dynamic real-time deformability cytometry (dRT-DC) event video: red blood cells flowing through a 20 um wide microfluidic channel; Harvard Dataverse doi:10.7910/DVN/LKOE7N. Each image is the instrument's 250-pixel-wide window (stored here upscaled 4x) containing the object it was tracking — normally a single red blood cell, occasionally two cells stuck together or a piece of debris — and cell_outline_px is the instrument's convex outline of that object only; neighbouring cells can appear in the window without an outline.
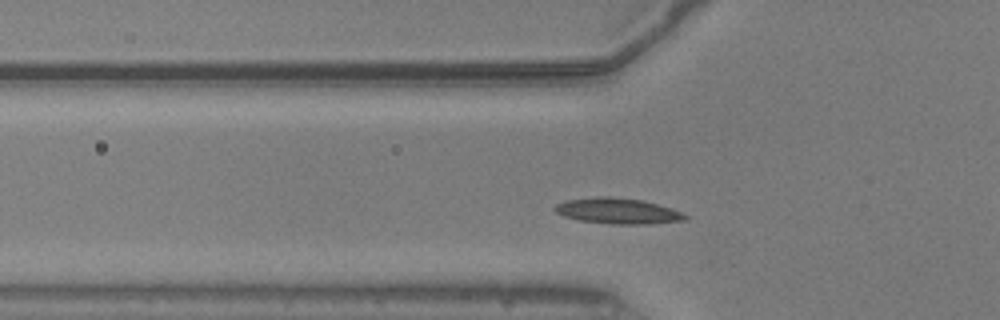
{"species": "common noctule bat (a hibernating species)", "species_latin": "Nyctalus noctula", "temperature_condition": "warm", "stored_images_in_passage": 45, "camera_frame_rate_fps": 3000, "um_per_image_px": 0.085, "animal": {"sex": "male", "body_mass_g": 20.5, "forearm_length_mm": 52.5}, "frame": {"image": 1, "passage_image": 9, "time_ms": 2.667, "image_size_px": [1000, 320], "cell_outline_px": [[688, 220], [648, 224], [612, 224], [580, 220], [564, 216], [556, 212], [552, 208], [556, 204], [568, 200], [596, 196], [612, 196], [644, 200], [672, 208], [688, 216]], "centroid_in_image_um": [52.53, 17.92], "position_along_channel_um": 73.3, "area_um2": 19.65}}
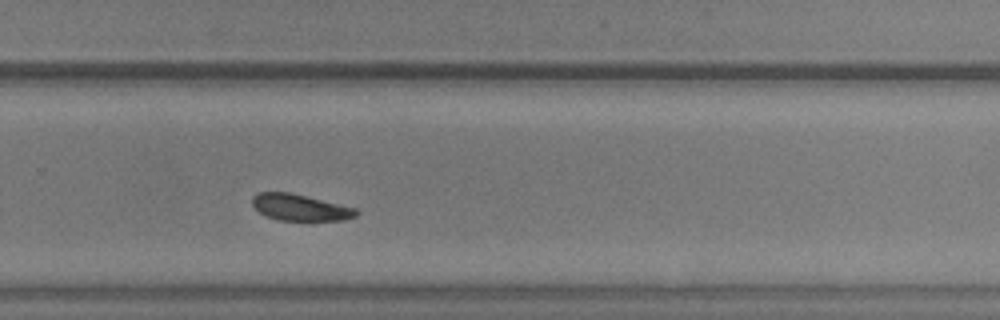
{"frame": {"image": 2, "passage_image": 27, "time_ms": 8.667, "image_size_px": [1000, 320], "cell_outline_px": [[360, 212], [356, 216], [344, 220], [280, 220], [268, 216], [260, 212], [252, 204], [252, 196], [256, 192], [288, 192], [356, 208]], "centroid_in_image_um": [25.51, 17.63], "position_along_channel_um": 304.3, "area_um2": 15.78}}
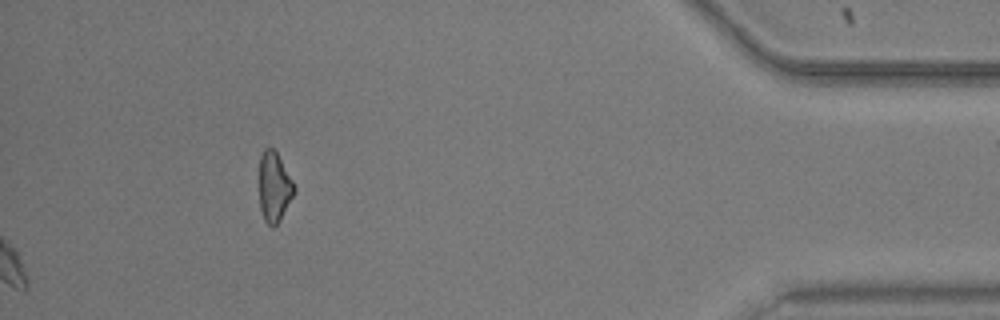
{"frame": {"image": 3, "passage_image": 45, "time_ms": 14.667, "image_size_px": [1000, 320], "cell_outline_px": [[296, 192], [280, 220], [272, 228], [264, 220], [260, 208], [260, 156], [264, 148], [272, 148], [276, 152], [292, 180], [296, 188]], "centroid_in_image_um": [23.32, 15.92], "position_along_channel_um": 411.9, "area_um2": 14.1}, "authors_computed_cell_mechanics": {"area_um2": 16.9354, "velocity_mm_per_s": 3.8482, "shape_relaxation_time_tau1_ms": 2.1078, "shape_relaxation_time_tau2_ms": 4.2752, "deformation_change_tau1": 0.0656, "deformation_change_tau2": 0.0937}}